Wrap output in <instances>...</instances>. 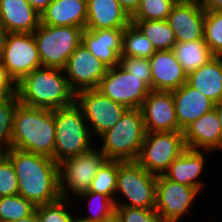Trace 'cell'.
<instances>
[{
    "mask_svg": "<svg viewBox=\"0 0 222 222\" xmlns=\"http://www.w3.org/2000/svg\"><path fill=\"white\" fill-rule=\"evenodd\" d=\"M119 65L136 77H144V84L151 90V66L149 59L139 57H120Z\"/></svg>",
    "mask_w": 222,
    "mask_h": 222,
    "instance_id": "37",
    "label": "cell"
},
{
    "mask_svg": "<svg viewBox=\"0 0 222 222\" xmlns=\"http://www.w3.org/2000/svg\"><path fill=\"white\" fill-rule=\"evenodd\" d=\"M109 67L97 59L83 43L69 56L64 68L72 90L77 93L87 89H97Z\"/></svg>",
    "mask_w": 222,
    "mask_h": 222,
    "instance_id": "14",
    "label": "cell"
},
{
    "mask_svg": "<svg viewBox=\"0 0 222 222\" xmlns=\"http://www.w3.org/2000/svg\"><path fill=\"white\" fill-rule=\"evenodd\" d=\"M201 6L204 10L222 11V0H203Z\"/></svg>",
    "mask_w": 222,
    "mask_h": 222,
    "instance_id": "41",
    "label": "cell"
},
{
    "mask_svg": "<svg viewBox=\"0 0 222 222\" xmlns=\"http://www.w3.org/2000/svg\"><path fill=\"white\" fill-rule=\"evenodd\" d=\"M188 85L199 90L215 104L222 100V56H214L187 74Z\"/></svg>",
    "mask_w": 222,
    "mask_h": 222,
    "instance_id": "25",
    "label": "cell"
},
{
    "mask_svg": "<svg viewBox=\"0 0 222 222\" xmlns=\"http://www.w3.org/2000/svg\"><path fill=\"white\" fill-rule=\"evenodd\" d=\"M118 160L107 159L91 181L88 191L100 193L115 200Z\"/></svg>",
    "mask_w": 222,
    "mask_h": 222,
    "instance_id": "31",
    "label": "cell"
},
{
    "mask_svg": "<svg viewBox=\"0 0 222 222\" xmlns=\"http://www.w3.org/2000/svg\"><path fill=\"white\" fill-rule=\"evenodd\" d=\"M183 134L188 149L213 153L222 151V130L215 109L192 122Z\"/></svg>",
    "mask_w": 222,
    "mask_h": 222,
    "instance_id": "17",
    "label": "cell"
},
{
    "mask_svg": "<svg viewBox=\"0 0 222 222\" xmlns=\"http://www.w3.org/2000/svg\"><path fill=\"white\" fill-rule=\"evenodd\" d=\"M209 153L212 152L187 148L169 165L163 175L174 182L195 187L201 191L202 188L204 189L201 175L207 166L205 160L208 155L210 157Z\"/></svg>",
    "mask_w": 222,
    "mask_h": 222,
    "instance_id": "20",
    "label": "cell"
},
{
    "mask_svg": "<svg viewBox=\"0 0 222 222\" xmlns=\"http://www.w3.org/2000/svg\"><path fill=\"white\" fill-rule=\"evenodd\" d=\"M82 200H89L90 214L80 217L91 222H106L115 216V203L105 195L93 191H87L77 196Z\"/></svg>",
    "mask_w": 222,
    "mask_h": 222,
    "instance_id": "29",
    "label": "cell"
},
{
    "mask_svg": "<svg viewBox=\"0 0 222 222\" xmlns=\"http://www.w3.org/2000/svg\"><path fill=\"white\" fill-rule=\"evenodd\" d=\"M18 179V194L37 206L60 198L58 163L53 158L15 148L8 149L7 157Z\"/></svg>",
    "mask_w": 222,
    "mask_h": 222,
    "instance_id": "1",
    "label": "cell"
},
{
    "mask_svg": "<svg viewBox=\"0 0 222 222\" xmlns=\"http://www.w3.org/2000/svg\"><path fill=\"white\" fill-rule=\"evenodd\" d=\"M172 51L187 74L203 66L214 57L204 39L176 42Z\"/></svg>",
    "mask_w": 222,
    "mask_h": 222,
    "instance_id": "26",
    "label": "cell"
},
{
    "mask_svg": "<svg viewBox=\"0 0 222 222\" xmlns=\"http://www.w3.org/2000/svg\"><path fill=\"white\" fill-rule=\"evenodd\" d=\"M204 41L214 56H222V11L205 10Z\"/></svg>",
    "mask_w": 222,
    "mask_h": 222,
    "instance_id": "34",
    "label": "cell"
},
{
    "mask_svg": "<svg viewBox=\"0 0 222 222\" xmlns=\"http://www.w3.org/2000/svg\"><path fill=\"white\" fill-rule=\"evenodd\" d=\"M175 4L174 0H140L138 8L130 16V20H167Z\"/></svg>",
    "mask_w": 222,
    "mask_h": 222,
    "instance_id": "33",
    "label": "cell"
},
{
    "mask_svg": "<svg viewBox=\"0 0 222 222\" xmlns=\"http://www.w3.org/2000/svg\"><path fill=\"white\" fill-rule=\"evenodd\" d=\"M0 24L10 33H33L40 14L26 0H0Z\"/></svg>",
    "mask_w": 222,
    "mask_h": 222,
    "instance_id": "23",
    "label": "cell"
},
{
    "mask_svg": "<svg viewBox=\"0 0 222 222\" xmlns=\"http://www.w3.org/2000/svg\"><path fill=\"white\" fill-rule=\"evenodd\" d=\"M8 157V149L0 147V165Z\"/></svg>",
    "mask_w": 222,
    "mask_h": 222,
    "instance_id": "46",
    "label": "cell"
},
{
    "mask_svg": "<svg viewBox=\"0 0 222 222\" xmlns=\"http://www.w3.org/2000/svg\"><path fill=\"white\" fill-rule=\"evenodd\" d=\"M205 10L201 4L176 3L167 22L174 31L176 42L204 39Z\"/></svg>",
    "mask_w": 222,
    "mask_h": 222,
    "instance_id": "16",
    "label": "cell"
},
{
    "mask_svg": "<svg viewBox=\"0 0 222 222\" xmlns=\"http://www.w3.org/2000/svg\"><path fill=\"white\" fill-rule=\"evenodd\" d=\"M83 28L39 24L33 32L42 67L64 69L69 56L82 43Z\"/></svg>",
    "mask_w": 222,
    "mask_h": 222,
    "instance_id": "7",
    "label": "cell"
},
{
    "mask_svg": "<svg viewBox=\"0 0 222 222\" xmlns=\"http://www.w3.org/2000/svg\"><path fill=\"white\" fill-rule=\"evenodd\" d=\"M65 198L39 205L37 207V214L41 222H73L74 212L69 207L72 202ZM69 203V204H68ZM70 208V209H69Z\"/></svg>",
    "mask_w": 222,
    "mask_h": 222,
    "instance_id": "35",
    "label": "cell"
},
{
    "mask_svg": "<svg viewBox=\"0 0 222 222\" xmlns=\"http://www.w3.org/2000/svg\"><path fill=\"white\" fill-rule=\"evenodd\" d=\"M16 93V84L10 78L0 59V98H6Z\"/></svg>",
    "mask_w": 222,
    "mask_h": 222,
    "instance_id": "39",
    "label": "cell"
},
{
    "mask_svg": "<svg viewBox=\"0 0 222 222\" xmlns=\"http://www.w3.org/2000/svg\"><path fill=\"white\" fill-rule=\"evenodd\" d=\"M106 160L105 154L97 146L60 162L58 164L60 197L71 200L73 194L77 197L87 192L91 181Z\"/></svg>",
    "mask_w": 222,
    "mask_h": 222,
    "instance_id": "8",
    "label": "cell"
},
{
    "mask_svg": "<svg viewBox=\"0 0 222 222\" xmlns=\"http://www.w3.org/2000/svg\"><path fill=\"white\" fill-rule=\"evenodd\" d=\"M156 50L151 41L133 23L123 31L122 53L120 57H139L149 59Z\"/></svg>",
    "mask_w": 222,
    "mask_h": 222,
    "instance_id": "28",
    "label": "cell"
},
{
    "mask_svg": "<svg viewBox=\"0 0 222 222\" xmlns=\"http://www.w3.org/2000/svg\"><path fill=\"white\" fill-rule=\"evenodd\" d=\"M124 28L83 30L82 43L109 68L119 65Z\"/></svg>",
    "mask_w": 222,
    "mask_h": 222,
    "instance_id": "19",
    "label": "cell"
},
{
    "mask_svg": "<svg viewBox=\"0 0 222 222\" xmlns=\"http://www.w3.org/2000/svg\"><path fill=\"white\" fill-rule=\"evenodd\" d=\"M177 123L180 131H184L192 122L215 108V103L199 90L184 83L172 91Z\"/></svg>",
    "mask_w": 222,
    "mask_h": 222,
    "instance_id": "21",
    "label": "cell"
},
{
    "mask_svg": "<svg viewBox=\"0 0 222 222\" xmlns=\"http://www.w3.org/2000/svg\"><path fill=\"white\" fill-rule=\"evenodd\" d=\"M75 103L82 110L92 138L95 135L96 138H100L128 110L127 107L108 98L98 89H87L77 92Z\"/></svg>",
    "mask_w": 222,
    "mask_h": 222,
    "instance_id": "10",
    "label": "cell"
},
{
    "mask_svg": "<svg viewBox=\"0 0 222 222\" xmlns=\"http://www.w3.org/2000/svg\"><path fill=\"white\" fill-rule=\"evenodd\" d=\"M37 205L19 194L0 197V222H13L37 210Z\"/></svg>",
    "mask_w": 222,
    "mask_h": 222,
    "instance_id": "30",
    "label": "cell"
},
{
    "mask_svg": "<svg viewBox=\"0 0 222 222\" xmlns=\"http://www.w3.org/2000/svg\"><path fill=\"white\" fill-rule=\"evenodd\" d=\"M0 59L15 84L42 67L33 33H9Z\"/></svg>",
    "mask_w": 222,
    "mask_h": 222,
    "instance_id": "12",
    "label": "cell"
},
{
    "mask_svg": "<svg viewBox=\"0 0 222 222\" xmlns=\"http://www.w3.org/2000/svg\"><path fill=\"white\" fill-rule=\"evenodd\" d=\"M115 216L120 222H161L155 209L115 206Z\"/></svg>",
    "mask_w": 222,
    "mask_h": 222,
    "instance_id": "36",
    "label": "cell"
},
{
    "mask_svg": "<svg viewBox=\"0 0 222 222\" xmlns=\"http://www.w3.org/2000/svg\"><path fill=\"white\" fill-rule=\"evenodd\" d=\"M77 217H76V213H75L73 222H91V221H88V220H85V219L81 218L80 216H77Z\"/></svg>",
    "mask_w": 222,
    "mask_h": 222,
    "instance_id": "48",
    "label": "cell"
},
{
    "mask_svg": "<svg viewBox=\"0 0 222 222\" xmlns=\"http://www.w3.org/2000/svg\"><path fill=\"white\" fill-rule=\"evenodd\" d=\"M9 33L10 32L0 24V58L3 54L4 48L6 46V42H7V38H8Z\"/></svg>",
    "mask_w": 222,
    "mask_h": 222,
    "instance_id": "43",
    "label": "cell"
},
{
    "mask_svg": "<svg viewBox=\"0 0 222 222\" xmlns=\"http://www.w3.org/2000/svg\"><path fill=\"white\" fill-rule=\"evenodd\" d=\"M130 22L118 0H87L86 30L125 28Z\"/></svg>",
    "mask_w": 222,
    "mask_h": 222,
    "instance_id": "22",
    "label": "cell"
},
{
    "mask_svg": "<svg viewBox=\"0 0 222 222\" xmlns=\"http://www.w3.org/2000/svg\"><path fill=\"white\" fill-rule=\"evenodd\" d=\"M151 41L156 51H168L174 48V31L167 20L131 21Z\"/></svg>",
    "mask_w": 222,
    "mask_h": 222,
    "instance_id": "27",
    "label": "cell"
},
{
    "mask_svg": "<svg viewBox=\"0 0 222 222\" xmlns=\"http://www.w3.org/2000/svg\"><path fill=\"white\" fill-rule=\"evenodd\" d=\"M18 194V179L12 162L6 158L0 165V197Z\"/></svg>",
    "mask_w": 222,
    "mask_h": 222,
    "instance_id": "38",
    "label": "cell"
},
{
    "mask_svg": "<svg viewBox=\"0 0 222 222\" xmlns=\"http://www.w3.org/2000/svg\"><path fill=\"white\" fill-rule=\"evenodd\" d=\"M186 149L182 131L146 132L136 162L147 172L161 175Z\"/></svg>",
    "mask_w": 222,
    "mask_h": 222,
    "instance_id": "9",
    "label": "cell"
},
{
    "mask_svg": "<svg viewBox=\"0 0 222 222\" xmlns=\"http://www.w3.org/2000/svg\"><path fill=\"white\" fill-rule=\"evenodd\" d=\"M11 147L52 158L55 153V109L20 103L14 115Z\"/></svg>",
    "mask_w": 222,
    "mask_h": 222,
    "instance_id": "3",
    "label": "cell"
},
{
    "mask_svg": "<svg viewBox=\"0 0 222 222\" xmlns=\"http://www.w3.org/2000/svg\"><path fill=\"white\" fill-rule=\"evenodd\" d=\"M176 3H195L201 4L203 0H174Z\"/></svg>",
    "mask_w": 222,
    "mask_h": 222,
    "instance_id": "47",
    "label": "cell"
},
{
    "mask_svg": "<svg viewBox=\"0 0 222 222\" xmlns=\"http://www.w3.org/2000/svg\"><path fill=\"white\" fill-rule=\"evenodd\" d=\"M146 130L140 109H128L120 120L99 138L100 148L107 159L136 161Z\"/></svg>",
    "mask_w": 222,
    "mask_h": 222,
    "instance_id": "4",
    "label": "cell"
},
{
    "mask_svg": "<svg viewBox=\"0 0 222 222\" xmlns=\"http://www.w3.org/2000/svg\"><path fill=\"white\" fill-rule=\"evenodd\" d=\"M97 89L128 109H139L151 91L144 84V77H136L120 65L108 69Z\"/></svg>",
    "mask_w": 222,
    "mask_h": 222,
    "instance_id": "13",
    "label": "cell"
},
{
    "mask_svg": "<svg viewBox=\"0 0 222 222\" xmlns=\"http://www.w3.org/2000/svg\"><path fill=\"white\" fill-rule=\"evenodd\" d=\"M139 109L146 132L180 131L172 92L151 90Z\"/></svg>",
    "mask_w": 222,
    "mask_h": 222,
    "instance_id": "15",
    "label": "cell"
},
{
    "mask_svg": "<svg viewBox=\"0 0 222 222\" xmlns=\"http://www.w3.org/2000/svg\"><path fill=\"white\" fill-rule=\"evenodd\" d=\"M201 192L195 188L157 175L156 205L161 222H179L194 205Z\"/></svg>",
    "mask_w": 222,
    "mask_h": 222,
    "instance_id": "11",
    "label": "cell"
},
{
    "mask_svg": "<svg viewBox=\"0 0 222 222\" xmlns=\"http://www.w3.org/2000/svg\"><path fill=\"white\" fill-rule=\"evenodd\" d=\"M151 90L172 92L187 82V73L172 50L156 51L150 58Z\"/></svg>",
    "mask_w": 222,
    "mask_h": 222,
    "instance_id": "18",
    "label": "cell"
},
{
    "mask_svg": "<svg viewBox=\"0 0 222 222\" xmlns=\"http://www.w3.org/2000/svg\"><path fill=\"white\" fill-rule=\"evenodd\" d=\"M40 15L53 0H26Z\"/></svg>",
    "mask_w": 222,
    "mask_h": 222,
    "instance_id": "42",
    "label": "cell"
},
{
    "mask_svg": "<svg viewBox=\"0 0 222 222\" xmlns=\"http://www.w3.org/2000/svg\"><path fill=\"white\" fill-rule=\"evenodd\" d=\"M214 109L217 112L218 120L220 122L221 130H222V100L220 102H218L217 104H215Z\"/></svg>",
    "mask_w": 222,
    "mask_h": 222,
    "instance_id": "45",
    "label": "cell"
},
{
    "mask_svg": "<svg viewBox=\"0 0 222 222\" xmlns=\"http://www.w3.org/2000/svg\"><path fill=\"white\" fill-rule=\"evenodd\" d=\"M19 104L17 93L0 98V147L11 148L14 115Z\"/></svg>",
    "mask_w": 222,
    "mask_h": 222,
    "instance_id": "32",
    "label": "cell"
},
{
    "mask_svg": "<svg viewBox=\"0 0 222 222\" xmlns=\"http://www.w3.org/2000/svg\"><path fill=\"white\" fill-rule=\"evenodd\" d=\"M121 7L131 16L139 6L140 0H118Z\"/></svg>",
    "mask_w": 222,
    "mask_h": 222,
    "instance_id": "40",
    "label": "cell"
},
{
    "mask_svg": "<svg viewBox=\"0 0 222 222\" xmlns=\"http://www.w3.org/2000/svg\"><path fill=\"white\" fill-rule=\"evenodd\" d=\"M106 222H120V221L116 218V216H114L112 219H110Z\"/></svg>",
    "mask_w": 222,
    "mask_h": 222,
    "instance_id": "49",
    "label": "cell"
},
{
    "mask_svg": "<svg viewBox=\"0 0 222 222\" xmlns=\"http://www.w3.org/2000/svg\"><path fill=\"white\" fill-rule=\"evenodd\" d=\"M19 102L25 106L59 109L75 103L64 69L41 67L16 84Z\"/></svg>",
    "mask_w": 222,
    "mask_h": 222,
    "instance_id": "2",
    "label": "cell"
},
{
    "mask_svg": "<svg viewBox=\"0 0 222 222\" xmlns=\"http://www.w3.org/2000/svg\"><path fill=\"white\" fill-rule=\"evenodd\" d=\"M87 0H53L40 15V23L49 26H75L85 29Z\"/></svg>",
    "mask_w": 222,
    "mask_h": 222,
    "instance_id": "24",
    "label": "cell"
},
{
    "mask_svg": "<svg viewBox=\"0 0 222 222\" xmlns=\"http://www.w3.org/2000/svg\"><path fill=\"white\" fill-rule=\"evenodd\" d=\"M13 222H41V221L39 219L37 212H35L33 214L28 215L27 217L17 219L16 221Z\"/></svg>",
    "mask_w": 222,
    "mask_h": 222,
    "instance_id": "44",
    "label": "cell"
},
{
    "mask_svg": "<svg viewBox=\"0 0 222 222\" xmlns=\"http://www.w3.org/2000/svg\"><path fill=\"white\" fill-rule=\"evenodd\" d=\"M156 180L157 175L147 172L136 161L118 160L115 206L155 209ZM117 195L127 202L118 200Z\"/></svg>",
    "mask_w": 222,
    "mask_h": 222,
    "instance_id": "6",
    "label": "cell"
},
{
    "mask_svg": "<svg viewBox=\"0 0 222 222\" xmlns=\"http://www.w3.org/2000/svg\"><path fill=\"white\" fill-rule=\"evenodd\" d=\"M93 140L82 110L76 103L55 109V153L52 157L55 162L59 164L89 151L95 146Z\"/></svg>",
    "mask_w": 222,
    "mask_h": 222,
    "instance_id": "5",
    "label": "cell"
}]
</instances>
